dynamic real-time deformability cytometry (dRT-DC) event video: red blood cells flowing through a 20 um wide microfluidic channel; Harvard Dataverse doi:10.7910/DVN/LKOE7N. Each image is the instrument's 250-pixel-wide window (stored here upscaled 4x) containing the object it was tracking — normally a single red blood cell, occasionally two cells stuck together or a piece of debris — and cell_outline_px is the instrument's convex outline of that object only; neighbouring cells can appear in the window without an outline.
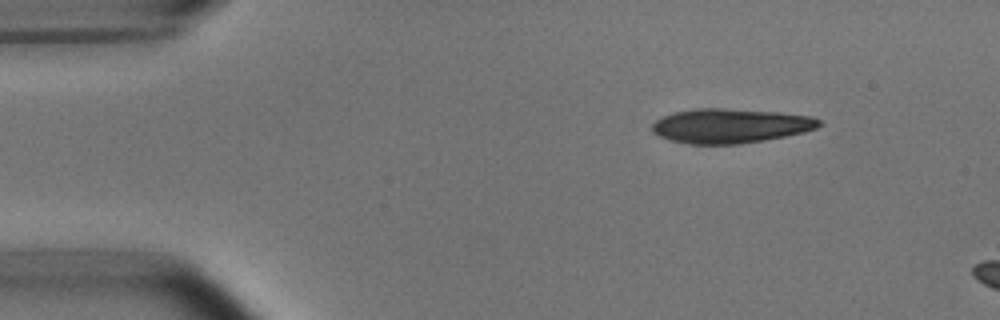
{"species": "common noctule bat (a hibernating species)", "species_latin": "Nyctalus noctula", "temperature_condition": "room temperature", "stored_images_in_passage": 6, "camera_frame_rate_fps": 3000, "um_per_image_px": 0.085, "animal": {"sex": "male", "body_mass_g": 15.6}, "frame": {"image": 1, "passage_image": 1, "time_ms": 0.0, "image_size_px": [1000, 320], "cell_outline_px": [[820, 124], [812, 128], [800, 132], [760, 140], [732, 144], [696, 144], [676, 140], [664, 136], [656, 132], [652, 128], [660, 120], [668, 116], [680, 112], [760, 112], [804, 116], [820, 120]], "centroid_in_image_um": [62.12, 10.77], "position_along_channel_um": 22.9, "area_um2": 29.54}}